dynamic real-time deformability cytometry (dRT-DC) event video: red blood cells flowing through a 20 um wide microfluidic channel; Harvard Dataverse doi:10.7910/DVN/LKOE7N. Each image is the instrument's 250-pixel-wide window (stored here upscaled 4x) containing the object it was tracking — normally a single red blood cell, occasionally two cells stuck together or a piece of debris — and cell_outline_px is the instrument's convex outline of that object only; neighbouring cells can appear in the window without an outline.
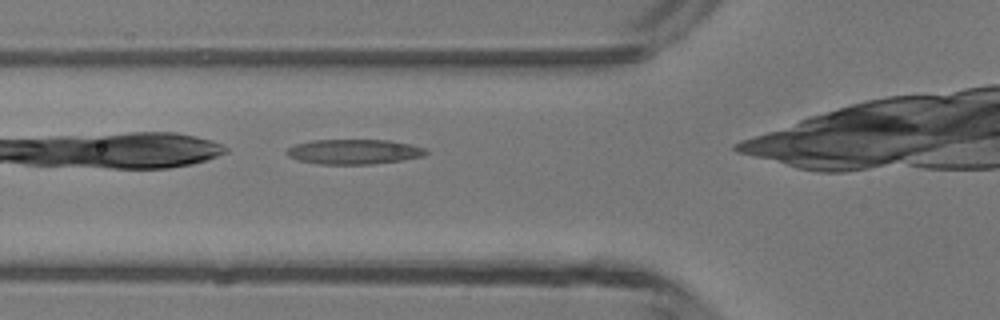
{"species": "common noctule bat (a hibernating species)", "species_latin": "Nyctalus noctula", "temperature_condition": "room temperature", "stored_images_in_passage": 20, "camera_frame_rate_fps": 3000, "um_per_image_px": 0.085, "animal": {"sex": "male", "body_mass_g": 13.3}, "frame": {"image": 1, "passage_image": 3, "time_ms": 0.667, "image_size_px": [1000, 320], "cell_outline_px": [[428, 152], [424, 156], [400, 160], [372, 164], [320, 164], [300, 160], [288, 156], [284, 152], [288, 148], [296, 144], [312, 140], [388, 140], [408, 144], [424, 148]], "centroid_in_image_um": [30.06, 12.89], "position_along_channel_um": 95.7, "area_um2": 20.0}}
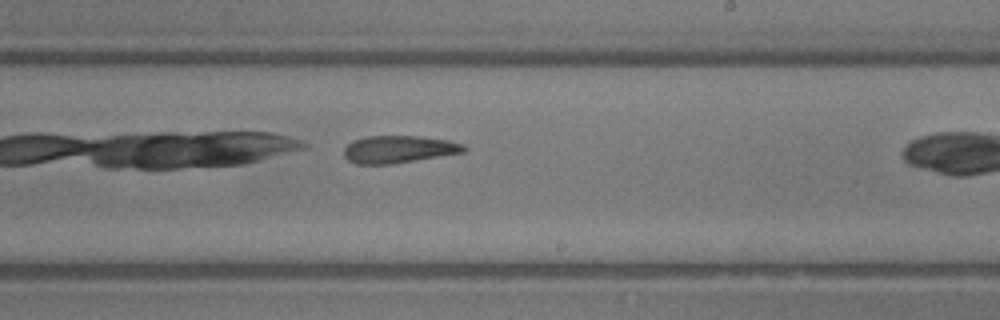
{"frame": {"image": 2, "passage_image": 14, "time_ms": 4.333, "image_size_px": [1000, 320], "cell_outline_px": [[468, 148], [464, 152], [392, 164], [356, 164], [348, 160], [344, 156], [344, 148], [348, 144], [356, 140], [368, 136], [420, 136], [448, 140], [464, 144]], "centroid_in_image_um": [33.91, 12.69], "position_along_channel_um": 255.1, "area_um2": 19.07}}
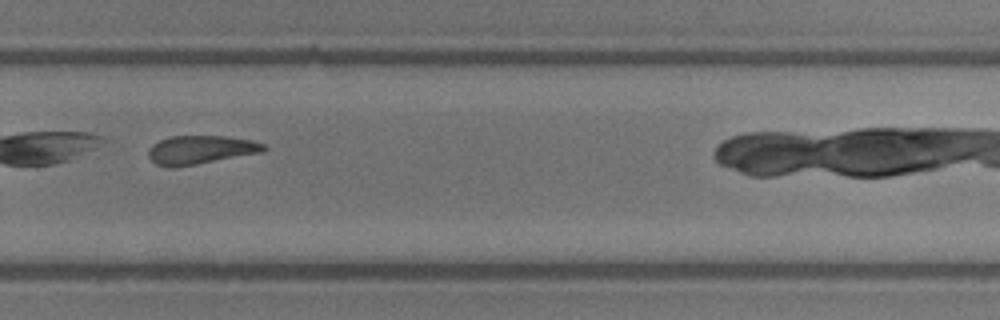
{"frame": {"image": 3, "passage_image": 18, "time_ms": 5.667, "image_size_px": [1000, 320], "cell_outline_px": [[268, 148], [260, 152], [196, 164], [172, 168], [156, 164], [148, 156], [148, 148], [152, 144], [160, 140], [172, 136], [224, 136], [252, 140], [264, 144]], "centroid_in_image_um": [17.0, 12.73], "position_along_channel_um": 312.8, "area_um2": 19.02}}